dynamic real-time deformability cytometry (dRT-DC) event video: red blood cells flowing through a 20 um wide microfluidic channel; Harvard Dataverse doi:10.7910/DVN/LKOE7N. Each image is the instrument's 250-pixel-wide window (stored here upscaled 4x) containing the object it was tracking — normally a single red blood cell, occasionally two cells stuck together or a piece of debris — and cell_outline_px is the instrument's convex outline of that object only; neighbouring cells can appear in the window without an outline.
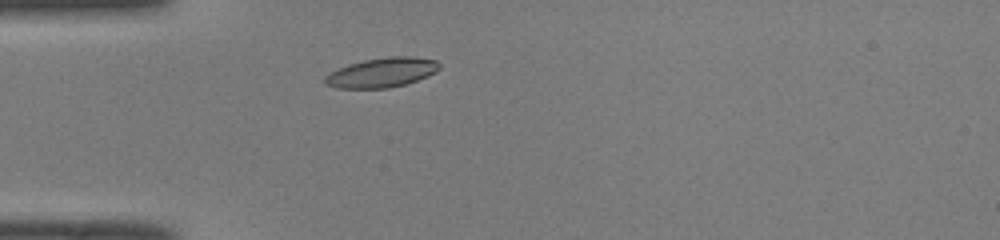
{"species": "common noctule bat (a hibernating species)", "species_latin": "Nyctalus noctula", "temperature_condition": "room temperature", "stored_images_in_passage": 36, "camera_frame_rate_fps": 3000, "um_per_image_px": 0.085, "animal": {"sex": "male", "body_mass_g": 19.0, "forearm_length_mm": 50.8}, "frame": {"image": 1, "passage_image": 1, "time_ms": 0.0, "image_size_px": [1000, 240], "cell_outline_px": [[440, 68], [436, 72], [416, 80], [404, 84], [388, 88], [336, 88], [324, 84], [324, 76], [348, 64], [364, 60], [388, 56], [412, 56], [436, 60], [440, 64]], "centroid_in_image_um": [32.45, 6.16], "position_along_channel_um": 52.5, "area_um2": 19.65}}
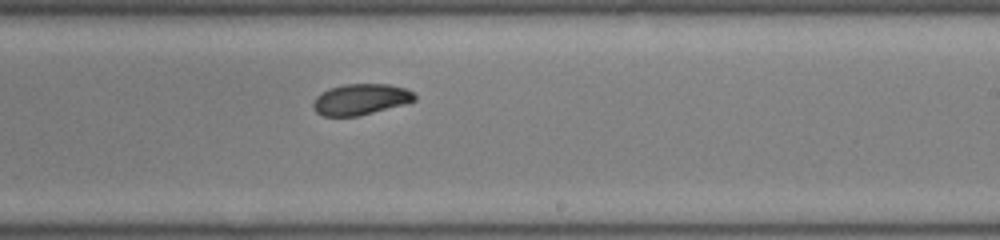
{"frame": {"image": 2, "passage_image": 17, "time_ms": 5.333, "image_size_px": [1000, 240], "cell_outline_px": [[416, 100], [404, 104], [360, 116], [324, 116], [316, 112], [312, 108], [312, 100], [316, 96], [328, 88], [344, 84], [388, 84], [404, 88], [412, 92], [416, 96]], "centroid_in_image_um": [30.61, 8.45], "position_along_channel_um": 258.4, "area_um2": 18.44}}
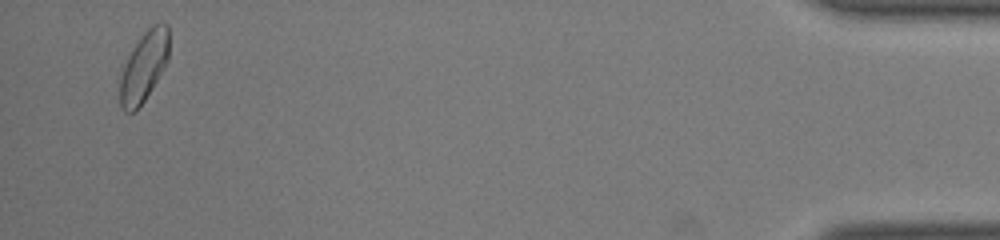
{"frame": {"image": 3, "passage_image": 35, "time_ms": 11.333, "image_size_px": [1000, 240], "cell_outline_px": [[168, 60], [164, 68], [144, 100], [132, 112], [124, 112], [120, 108], [120, 76], [124, 64], [128, 56], [144, 32], [152, 24], [168, 24]], "centroid_in_image_um": [12.22, 5.67], "position_along_channel_um": 423.0, "area_um2": 19.59}, "authors_computed_cell_mechanics": {"area_um2": 18.9584, "velocity_mm_per_s": 4.0488, "shape_relaxation_time_tau1_ms": 4.9949, "shape_relaxation_time_tau2_ms": 4.2804, "deformation_change_tau1": 0.1276, "deformation_change_tau2": 0.0669}}